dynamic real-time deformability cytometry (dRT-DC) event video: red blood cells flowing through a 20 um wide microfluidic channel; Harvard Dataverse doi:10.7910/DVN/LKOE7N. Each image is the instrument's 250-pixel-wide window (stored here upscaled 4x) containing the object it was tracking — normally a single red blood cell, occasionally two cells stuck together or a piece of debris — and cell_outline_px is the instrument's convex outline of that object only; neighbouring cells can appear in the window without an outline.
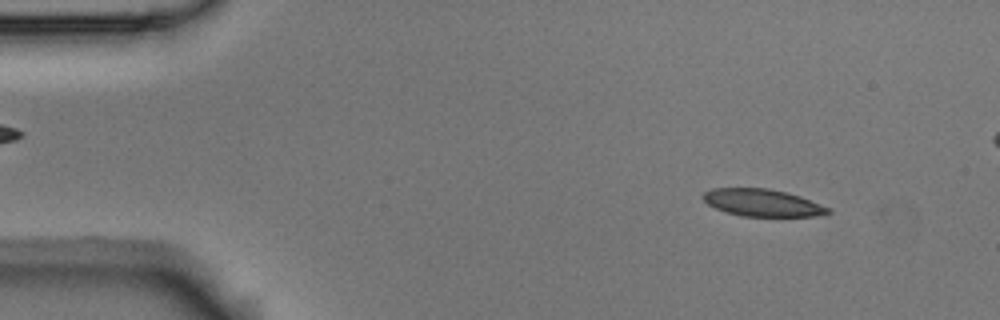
{"species": "Egyptian fruit bat (a non-hibernating species)", "species_latin": "Rousettus aegyptiacus", "temperature_condition": "room temperature", "stored_images_in_passage": 40, "camera_frame_rate_fps": 3000, "um_per_image_px": 0.085, "animal": {"sex": "male"}, "frame": {"image": 1, "passage_image": 5, "time_ms": 1.333, "image_size_px": [1000, 320], "cell_outline_px": [[832, 212], [816, 216], [740, 216], [724, 212], [708, 204], [704, 200], [704, 192], [712, 188], [768, 188], [800, 196], [832, 208]], "centroid_in_image_um": [64.83, 17.24], "position_along_channel_um": 20.2, "area_um2": 19.83}}
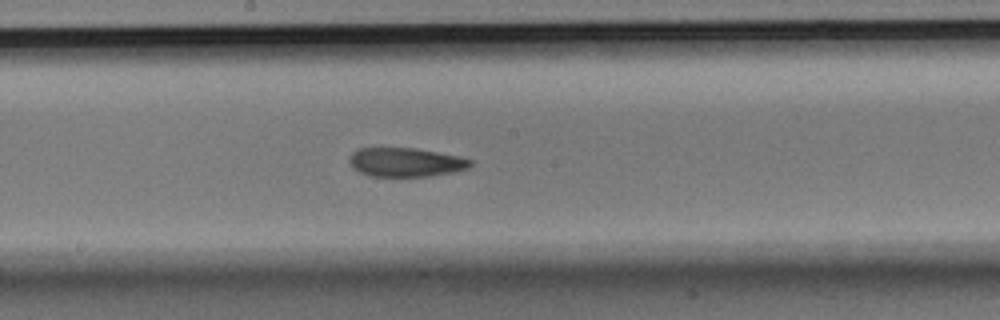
{"frame": {"image": 2, "passage_image": 27, "time_ms": 8.667, "image_size_px": [1000, 320], "cell_outline_px": [[472, 164], [468, 168], [456, 172], [428, 176], [372, 176], [360, 172], [352, 168], [348, 160], [352, 152], [360, 148], [416, 148], [460, 156], [472, 160]], "centroid_in_image_um": [34.5, 13.79], "position_along_channel_um": 213.7, "area_um2": 20.52}}
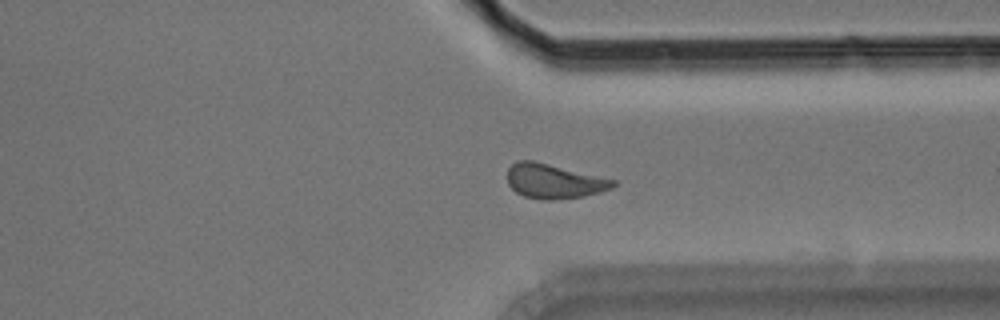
{"frame": {"image": 3, "passage_image": 39, "time_ms": 12.667, "image_size_px": [1000, 320], "cell_outline_px": [[616, 184], [612, 188], [600, 192], [584, 196], [556, 200], [544, 200], [524, 196], [516, 192], [508, 184], [508, 168], [516, 160], [532, 160], [616, 180]], "centroid_in_image_um": [47.08, 15.41], "position_along_channel_um": 364.3, "area_um2": 21.21}}